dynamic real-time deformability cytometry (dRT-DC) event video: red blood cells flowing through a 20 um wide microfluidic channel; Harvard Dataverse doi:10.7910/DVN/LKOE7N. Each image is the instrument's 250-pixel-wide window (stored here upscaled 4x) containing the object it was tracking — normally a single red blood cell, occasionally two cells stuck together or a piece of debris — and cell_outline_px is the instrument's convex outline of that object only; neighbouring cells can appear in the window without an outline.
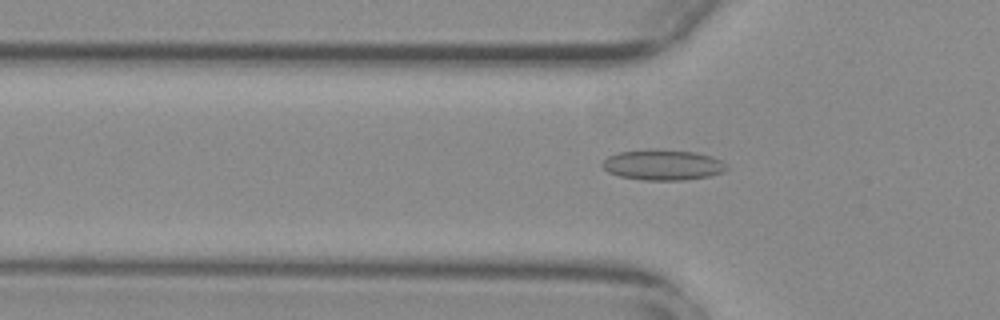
{"species": "common noctule bat (a hibernating species)", "species_latin": "Nyctalus noctula", "temperature_condition": "warm", "stored_images_in_passage": 49, "camera_frame_rate_fps": 3000, "um_per_image_px": 0.085, "animal": {"sex": "female", "body_mass_g": 29.2, "forearm_length_mm": 56.3}, "frame": {"image": 1, "passage_image": 17, "time_ms": 5.333, "image_size_px": [1000, 320], "cell_outline_px": [[728, 168], [720, 172], [708, 176], [680, 180], [644, 180], [620, 176], [608, 172], [604, 168], [604, 160], [608, 156], [620, 152], [696, 152], [712, 156], [720, 160]], "centroid_in_image_um": [56.36, 14.06], "position_along_channel_um": 69.4, "area_um2": 20.81}}
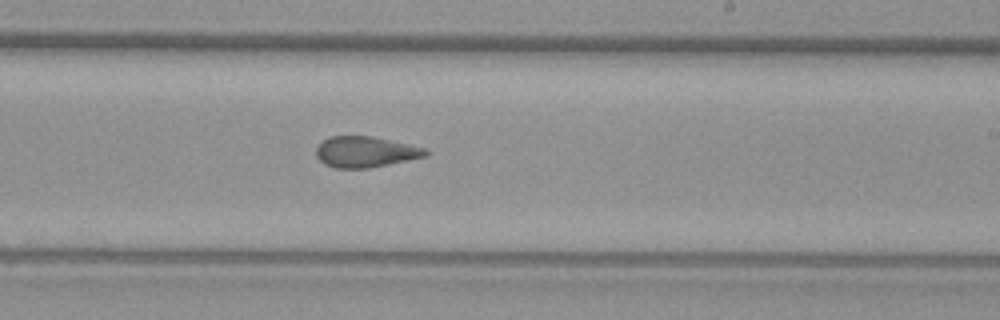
{"frame": {"image": 2, "passage_image": 32, "time_ms": 10.333, "image_size_px": [1000, 320], "cell_outline_px": [[428, 156], [368, 168], [336, 168], [324, 164], [316, 156], [316, 148], [328, 136], [372, 136], [424, 148], [428, 152]], "centroid_in_image_um": [31.03, 12.91], "position_along_channel_um": 258.0, "area_um2": 19.48}}
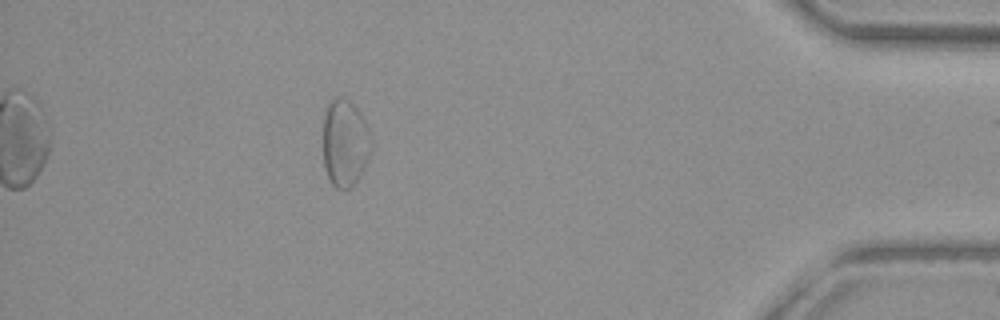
{"frame": {"image": 3, "passage_image": 48, "time_ms": 15.667, "image_size_px": [1000, 320], "cell_outline_px": [[372, 148], [360, 176], [344, 192], [336, 188], [328, 180], [324, 168], [324, 112], [328, 100], [336, 96], [340, 96], [348, 100], [360, 112], [368, 128]], "centroid_in_image_um": [29.3, 12.15], "position_along_channel_um": 405.9, "area_um2": 24.68}, "authors_computed_cell_mechanics": {"area_um2": 20.808, "velocity_mm_per_s": 3.7693, "shape_relaxation_time_tau1_ms": null, "shape_relaxation_time_tau2_ms": 1.8281, "deformation_change_tau1": null, "deformation_change_tau2": 0.0717}}